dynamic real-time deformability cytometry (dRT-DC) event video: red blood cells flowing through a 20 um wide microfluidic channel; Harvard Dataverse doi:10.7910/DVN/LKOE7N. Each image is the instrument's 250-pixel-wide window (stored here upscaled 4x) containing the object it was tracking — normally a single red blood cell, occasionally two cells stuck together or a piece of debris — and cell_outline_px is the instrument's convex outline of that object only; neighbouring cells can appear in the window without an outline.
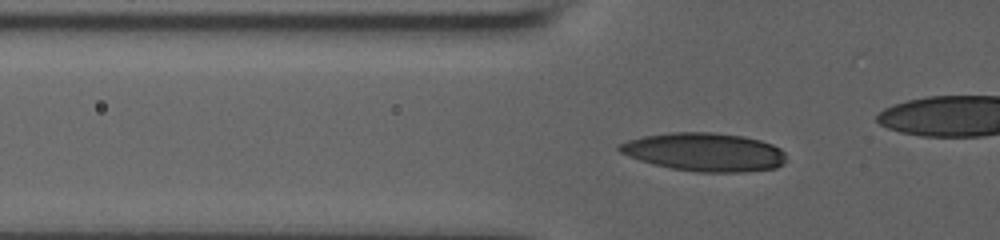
{"species": "human", "species_latin": "Homo sapiens", "temperature_condition": "room temperature", "stored_images_in_passage": 30, "camera_frame_rate_fps": 3000, "um_per_image_px": 0.085, "donor": {"sex": "male"}, "frame": {"image": 1, "passage_image": 3, "time_ms": 0.667, "image_size_px": [1000, 240], "cell_outline_px": [[784, 164], [776, 168], [744, 172], [696, 172], [672, 168], [652, 164], [628, 156], [620, 152], [616, 148], [616, 144], [628, 140], [644, 136], [672, 132], [712, 132], [744, 136], [760, 140], [772, 144], [780, 148], [784, 152]], "centroid_in_image_um": [59.86, 12.92], "position_along_channel_um": 65.9, "area_um2": 37.45}}
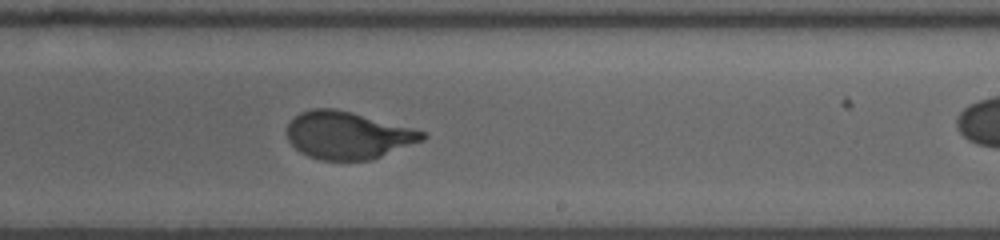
{"frame": {"image": 2, "passage_image": 19, "time_ms": 6.0, "image_size_px": [1000, 240], "cell_outline_px": [[428, 136], [424, 140], [372, 160], [320, 160], [308, 156], [300, 152], [288, 140], [288, 124], [300, 112], [312, 108], [332, 108], [352, 112], [428, 132]], "centroid_in_image_um": [29.6, 11.5], "position_along_channel_um": 259.4, "area_um2": 37.45}}
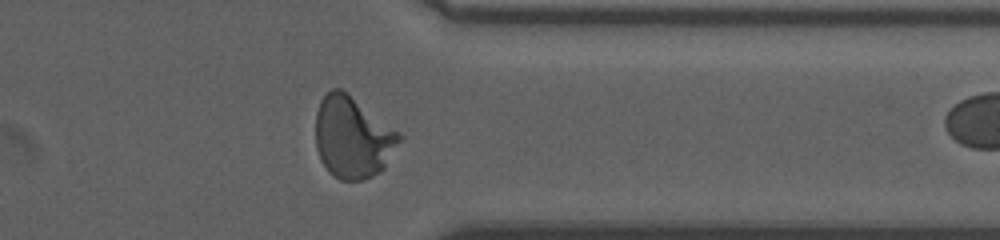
{"frame": {"image": 3, "passage_image": 29, "time_ms": 9.333, "image_size_px": [1000, 240], "cell_outline_px": [[404, 136], [384, 168], [380, 172], [372, 176], [360, 180], [340, 180], [332, 176], [328, 172], [320, 160], [316, 148], [316, 112], [320, 100], [332, 88], [340, 88]], "centroid_in_image_um": [29.96, 11.71], "position_along_channel_um": 381.4, "area_um2": 39.65}}